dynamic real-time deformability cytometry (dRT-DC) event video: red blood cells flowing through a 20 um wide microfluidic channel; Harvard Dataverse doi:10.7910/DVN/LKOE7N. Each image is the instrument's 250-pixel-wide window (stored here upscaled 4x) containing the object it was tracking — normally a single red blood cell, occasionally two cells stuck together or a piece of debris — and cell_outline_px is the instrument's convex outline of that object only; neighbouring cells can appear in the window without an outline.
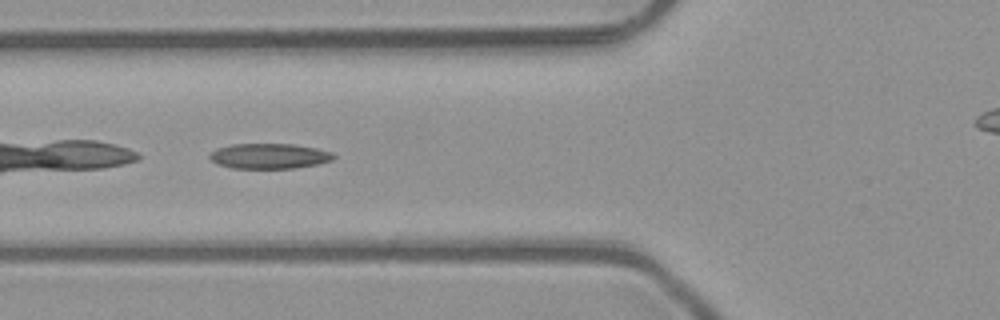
{"species": "common noctule bat (a hibernating species)", "species_latin": "Nyctalus noctula", "temperature_condition": "room temperature", "stored_images_in_passage": 6, "camera_frame_rate_fps": 3000, "um_per_image_px": 0.085, "animal": {"sex": "male", "body_mass_g": 23.1, "forearm_length_mm": 52.7}, "frame": {"image": 1, "passage_image": 4, "time_ms": 1.0, "image_size_px": [1000, 320], "cell_outline_px": [[336, 156], [332, 160], [316, 164], [292, 168], [232, 168], [220, 164], [212, 160], [208, 156], [216, 148], [232, 144], [292, 144], [316, 148], [332, 152]], "centroid_in_image_um": [22.89, 13.26], "position_along_channel_um": 102.9, "area_um2": 18.03}}
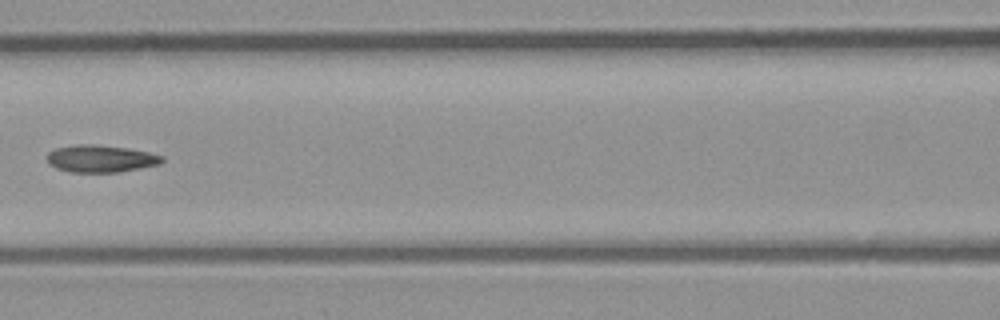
{"frame": {"image": 2, "passage_image": 5, "time_ms": 1.333, "image_size_px": [1000, 320], "cell_outline_px": [[164, 160], [160, 164], [140, 168], [116, 172], [68, 172], [56, 168], [48, 164], [48, 152], [56, 148], [76, 144], [92, 144], [128, 148], [148, 152], [164, 156]], "centroid_in_image_um": [8.55, 13.48], "position_along_channel_um": 158.0, "area_um2": 18.26}}
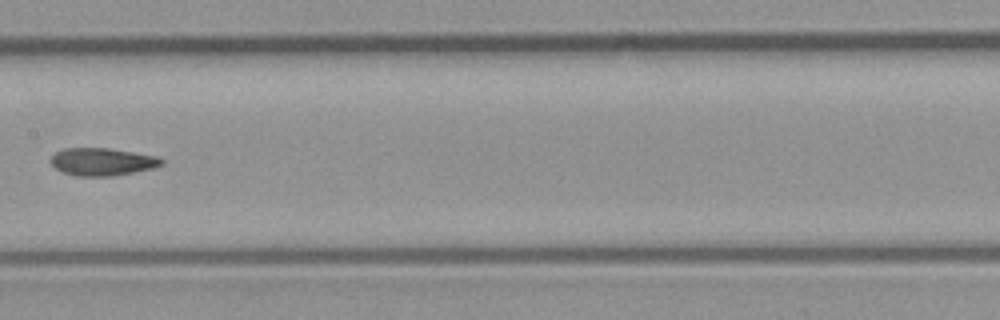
{"frame": {"image": 3, "passage_image": 6, "time_ms": 1.667, "image_size_px": [1000, 320], "cell_outline_px": [[164, 164], [152, 168], [112, 176], [76, 176], [64, 172], [56, 168], [48, 160], [56, 152], [64, 148], [108, 148], [156, 156], [164, 160]], "centroid_in_image_um": [8.67, 13.74], "position_along_channel_um": 198.7, "area_um2": 17.69}}